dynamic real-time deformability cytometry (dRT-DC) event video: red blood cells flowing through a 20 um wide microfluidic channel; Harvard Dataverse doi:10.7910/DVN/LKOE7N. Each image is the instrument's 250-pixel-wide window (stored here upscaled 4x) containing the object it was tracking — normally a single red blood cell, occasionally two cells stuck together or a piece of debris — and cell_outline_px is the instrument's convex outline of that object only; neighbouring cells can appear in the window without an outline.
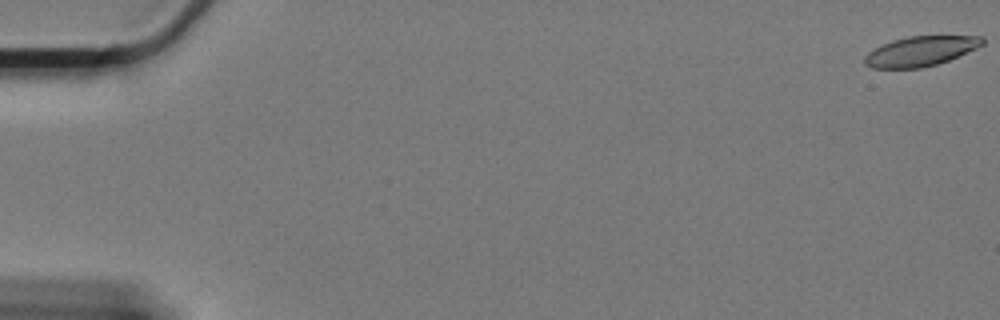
{"species": "Egyptian fruit bat (a non-hibernating species)", "species_latin": "Rousettus aegyptiacus", "temperature_condition": "cold", "stored_images_in_passage": 24, "camera_frame_rate_fps": 3000, "um_per_image_px": 0.085, "animal": {"sex": "female"}, "frame": {"image": 1, "passage_image": 1, "time_ms": 0.0, "image_size_px": [1000, 320], "cell_outline_px": [[984, 44], [976, 48], [948, 60], [936, 64], [920, 68], [872, 68], [864, 64], [864, 56], [868, 52], [892, 40], [908, 36], [984, 36]], "centroid_in_image_um": [78.24, 4.35], "position_along_channel_um": 6.8, "area_um2": 20.29}}
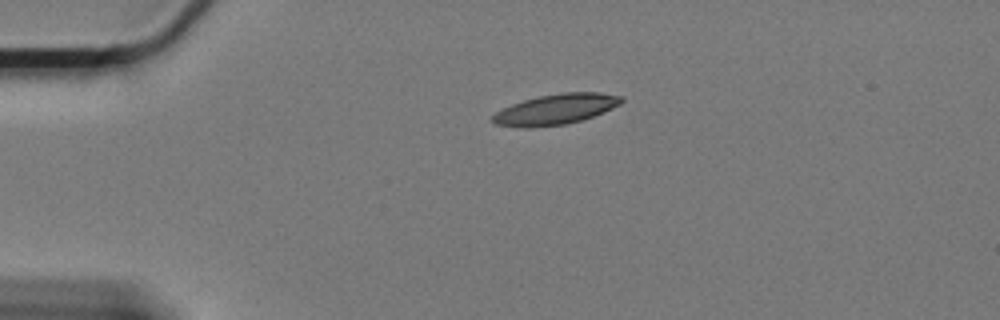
{"frame": {"image": 2, "passage_image": 15, "time_ms": 4.667, "image_size_px": [1000, 320], "cell_outline_px": [[624, 100], [620, 104], [604, 112], [580, 120], [564, 124], [532, 128], [524, 128], [496, 124], [492, 120], [492, 116], [496, 112], [512, 104], [524, 100], [540, 96], [560, 92], [600, 92], [624, 96]], "centroid_in_image_um": [47.26, 9.28], "position_along_channel_um": 37.7, "area_um2": 22.77}}